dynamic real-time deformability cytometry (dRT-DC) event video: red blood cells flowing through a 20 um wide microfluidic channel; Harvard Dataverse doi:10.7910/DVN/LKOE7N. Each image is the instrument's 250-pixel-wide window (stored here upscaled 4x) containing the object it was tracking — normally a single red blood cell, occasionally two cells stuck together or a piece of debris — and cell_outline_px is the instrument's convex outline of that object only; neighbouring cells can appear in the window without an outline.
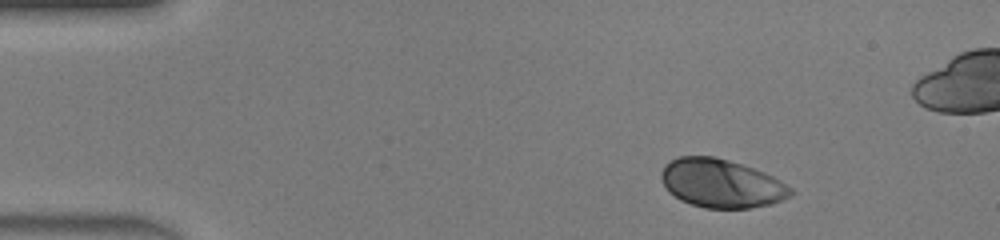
{"species": "human", "species_latin": "Homo sapiens", "temperature_condition": "warm", "stored_images_in_passage": 45, "camera_frame_rate_fps": 3000, "um_per_image_px": 0.085, "donor": {"sex": "male"}, "frame": {"image": 1, "passage_image": 4, "time_ms": 1.0, "image_size_px": [1000, 240], "cell_outline_px": [[796, 192], [792, 196], [772, 204], [748, 208], [704, 208], [680, 200], [668, 192], [660, 176], [660, 172], [664, 164], [680, 156], [716, 156], [764, 172], [780, 180], [792, 188]], "centroid_in_image_um": [61.32, 15.59], "position_along_channel_um": 23.7, "area_um2": 36.76}}
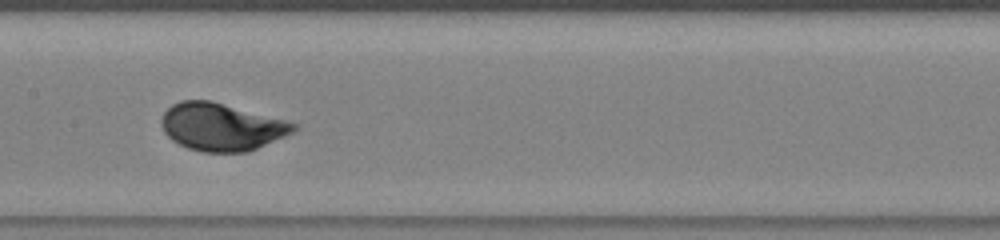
{"frame": {"image": 2, "passage_image": 21, "time_ms": 6.667, "image_size_px": [1000, 240], "cell_outline_px": [[300, 128], [284, 136], [248, 152], [204, 152], [188, 148], [172, 140], [164, 132], [160, 124], [160, 120], [164, 112], [172, 104], [180, 100], [212, 100], [284, 120], [296, 124]], "centroid_in_image_um": [18.79, 10.78], "position_along_channel_um": 188.6, "area_um2": 36.53}}
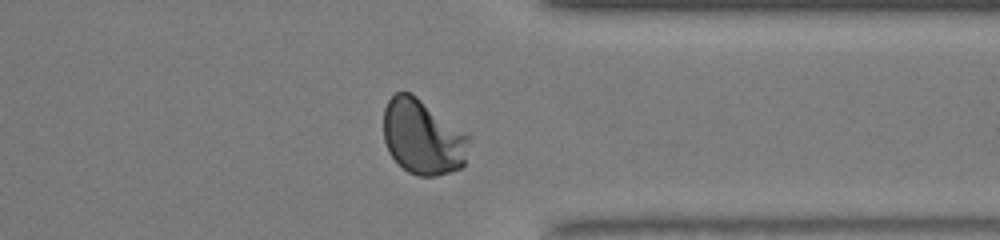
{"frame": {"image": 3, "passage_image": 34, "time_ms": 11.0, "image_size_px": [1000, 240], "cell_outline_px": [[468, 140], [464, 168], [436, 176], [420, 176], [408, 172], [388, 152], [384, 140], [384, 108], [388, 100], [396, 92], [412, 92], [468, 136]], "centroid_in_image_um": [35.9, 11.66], "position_along_channel_um": 375.5, "area_um2": 36.99}, "authors_computed_cell_mechanics": {"area_um2": 35.8938, "velocity_mm_per_s": 4.3975, "shape_relaxation_time_tau1_ms": 1.6872, "shape_relaxation_time_tau2_ms": null, "deformation_change_tau1": 0.1373, "deformation_change_tau2": null}}